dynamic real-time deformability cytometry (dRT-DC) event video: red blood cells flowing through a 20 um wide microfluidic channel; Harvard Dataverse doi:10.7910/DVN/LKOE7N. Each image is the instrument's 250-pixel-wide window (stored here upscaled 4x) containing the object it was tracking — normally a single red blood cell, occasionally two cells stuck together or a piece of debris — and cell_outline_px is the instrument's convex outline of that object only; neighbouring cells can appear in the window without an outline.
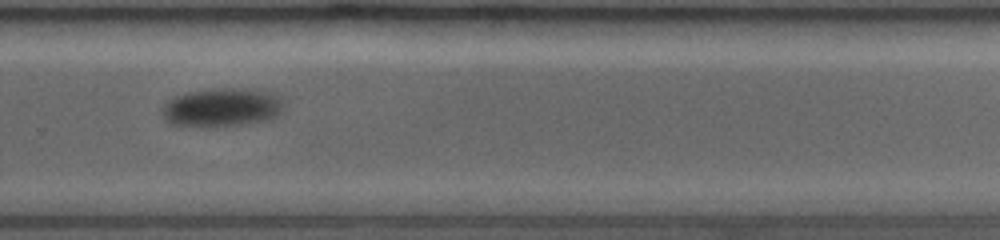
{"species": "common noctule bat (a hibernating species)", "species_latin": "Nyctalus noctula", "temperature_condition": "room temperature", "stored_images_in_passage": 31, "camera_frame_rate_fps": 3500, "um_per_image_px": 0.085, "animal": {"sex": "female", "body_mass_g": 19.0, "forearm_length_mm": 53.3}, "frame": {"image": 1, "passage_image": 23, "time_ms": 7.429, "image_size_px": [1000, 240], "cell_outline_px": [[280, 112], [268, 120], [216, 128], [180, 128], [168, 124], [160, 108], [172, 100], [180, 96], [196, 92], [228, 88], [236, 88], [260, 92], [272, 96], [280, 104]], "centroid_in_image_um": [18.7, 9.24], "position_along_channel_um": 311.1, "area_um2": 26.59}}